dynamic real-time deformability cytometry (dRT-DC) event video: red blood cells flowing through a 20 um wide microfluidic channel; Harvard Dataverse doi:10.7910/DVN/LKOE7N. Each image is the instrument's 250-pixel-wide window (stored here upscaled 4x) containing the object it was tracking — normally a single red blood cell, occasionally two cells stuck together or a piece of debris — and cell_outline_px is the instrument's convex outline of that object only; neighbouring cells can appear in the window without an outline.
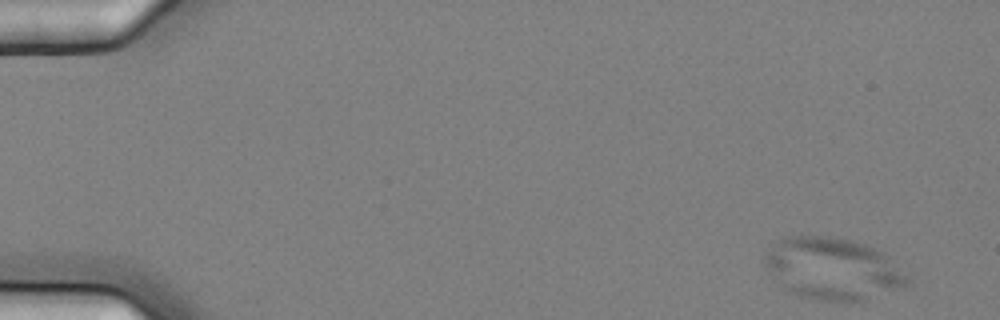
{"species": "common noctule bat (a hibernating species)", "species_latin": "Nyctalus noctula", "temperature_condition": "cold", "stored_images_in_passage": 5, "camera_frame_rate_fps": 3000, "um_per_image_px": 0.085, "animal": {"sex": "female", "body_mass_g": 25.1}, "frame": {"image": 1, "passage_image": 1, "time_ms": 0.0, "image_size_px": [1000, 320], "cell_outline_px": [[912, 284], [852, 304], [820, 300], [800, 296], [784, 288], [768, 272], [764, 264], [764, 252], [776, 240], [784, 236], [832, 236], [852, 240], [864, 244], [884, 252], [912, 280]], "centroid_in_image_um": [70.78, 22.85], "position_along_channel_um": 14.2, "area_um2": 52.25}}